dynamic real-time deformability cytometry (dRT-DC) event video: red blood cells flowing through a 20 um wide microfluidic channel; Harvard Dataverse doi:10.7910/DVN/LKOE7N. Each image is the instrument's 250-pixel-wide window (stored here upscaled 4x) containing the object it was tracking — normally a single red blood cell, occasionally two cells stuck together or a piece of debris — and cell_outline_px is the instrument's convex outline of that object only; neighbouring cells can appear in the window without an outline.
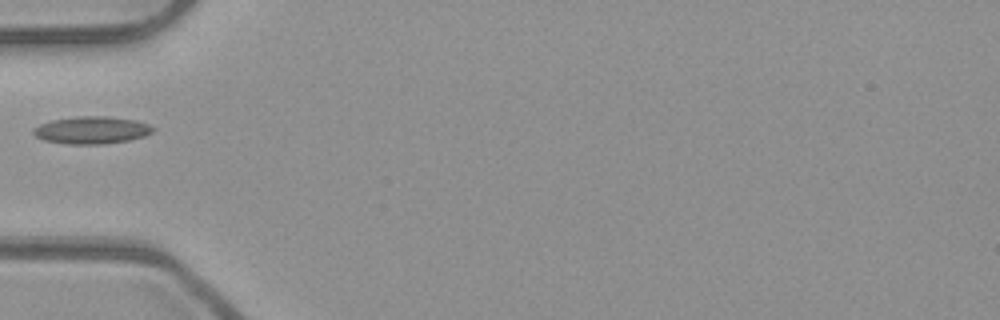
{"species": "common noctule bat (a hibernating species)", "species_latin": "Nyctalus noctula", "temperature_condition": "room temperature", "stored_images_in_passage": 14, "camera_frame_rate_fps": 3000, "um_per_image_px": 0.085, "animal": {"sex": "male", "body_mass_g": 23.1, "forearm_length_mm": 52.7}, "frame": {"image": 1, "passage_image": 1, "time_ms": 0.0, "image_size_px": [1000, 320], "cell_outline_px": [[156, 128], [152, 132], [144, 136], [128, 140], [100, 144], [68, 144], [44, 140], [36, 136], [32, 132], [32, 128], [40, 124], [52, 120], [76, 116], [108, 116], [136, 120], [148, 124]], "centroid_in_image_um": [7.78, 11.05], "position_along_channel_um": 77.2, "area_um2": 19.07}}
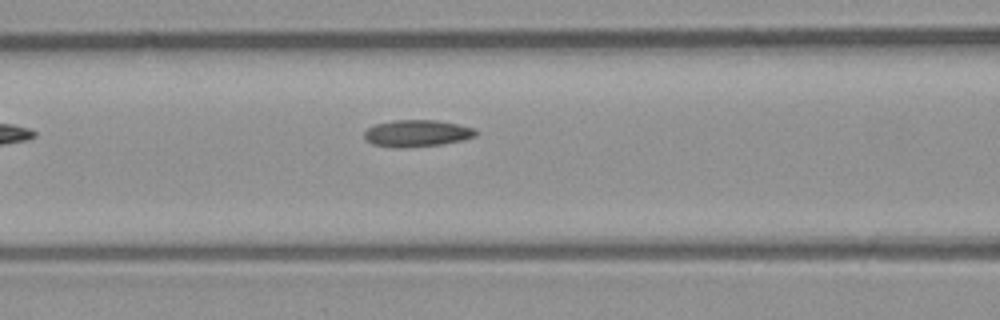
{"frame": {"image": 2, "passage_image": 5, "time_ms": 1.333, "image_size_px": [1000, 320], "cell_outline_px": [[480, 132], [476, 136], [464, 140], [440, 144], [400, 148], [396, 148], [372, 144], [364, 136], [364, 132], [368, 128], [376, 124], [392, 120], [436, 120], [456, 124], [472, 128]], "centroid_in_image_um": [35.45, 11.33], "position_along_channel_um": 131.2, "area_um2": 17.34}}